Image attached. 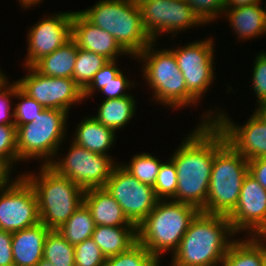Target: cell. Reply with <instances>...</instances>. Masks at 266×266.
Instances as JSON below:
<instances>
[{
    "label": "cell",
    "mask_w": 266,
    "mask_h": 266,
    "mask_svg": "<svg viewBox=\"0 0 266 266\" xmlns=\"http://www.w3.org/2000/svg\"><path fill=\"white\" fill-rule=\"evenodd\" d=\"M196 126L169 155L178 177L176 194L171 200L191 204L206 213L215 149L226 138L214 123Z\"/></svg>",
    "instance_id": "cell-1"
},
{
    "label": "cell",
    "mask_w": 266,
    "mask_h": 266,
    "mask_svg": "<svg viewBox=\"0 0 266 266\" xmlns=\"http://www.w3.org/2000/svg\"><path fill=\"white\" fill-rule=\"evenodd\" d=\"M238 235L228 216L199 212L191 221L170 266H207L223 261ZM234 237V238H233Z\"/></svg>",
    "instance_id": "cell-2"
},
{
    "label": "cell",
    "mask_w": 266,
    "mask_h": 266,
    "mask_svg": "<svg viewBox=\"0 0 266 266\" xmlns=\"http://www.w3.org/2000/svg\"><path fill=\"white\" fill-rule=\"evenodd\" d=\"M200 210L191 204L159 200L154 209L136 227L137 242L159 262L163 254L178 249L191 221Z\"/></svg>",
    "instance_id": "cell-3"
},
{
    "label": "cell",
    "mask_w": 266,
    "mask_h": 266,
    "mask_svg": "<svg viewBox=\"0 0 266 266\" xmlns=\"http://www.w3.org/2000/svg\"><path fill=\"white\" fill-rule=\"evenodd\" d=\"M158 42L153 41L136 58L142 63L140 72L151 89V100L174 111L184 107L195 108L199 102L187 91L174 53L168 48L156 49Z\"/></svg>",
    "instance_id": "cell-4"
},
{
    "label": "cell",
    "mask_w": 266,
    "mask_h": 266,
    "mask_svg": "<svg viewBox=\"0 0 266 266\" xmlns=\"http://www.w3.org/2000/svg\"><path fill=\"white\" fill-rule=\"evenodd\" d=\"M22 176L33 187L38 203L40 222L50 230H58L84 203L85 190L49 165Z\"/></svg>",
    "instance_id": "cell-5"
},
{
    "label": "cell",
    "mask_w": 266,
    "mask_h": 266,
    "mask_svg": "<svg viewBox=\"0 0 266 266\" xmlns=\"http://www.w3.org/2000/svg\"><path fill=\"white\" fill-rule=\"evenodd\" d=\"M79 12L112 35L130 58L135 59L153 42L143 27L140 7L134 0H98Z\"/></svg>",
    "instance_id": "cell-6"
},
{
    "label": "cell",
    "mask_w": 266,
    "mask_h": 266,
    "mask_svg": "<svg viewBox=\"0 0 266 266\" xmlns=\"http://www.w3.org/2000/svg\"><path fill=\"white\" fill-rule=\"evenodd\" d=\"M248 172V160L225 139L215 149L206 213L229 216L237 206L242 183Z\"/></svg>",
    "instance_id": "cell-7"
},
{
    "label": "cell",
    "mask_w": 266,
    "mask_h": 266,
    "mask_svg": "<svg viewBox=\"0 0 266 266\" xmlns=\"http://www.w3.org/2000/svg\"><path fill=\"white\" fill-rule=\"evenodd\" d=\"M69 116L64 110L44 109L33 122L18 126L17 163L37 159L39 165H49L68 137Z\"/></svg>",
    "instance_id": "cell-8"
},
{
    "label": "cell",
    "mask_w": 266,
    "mask_h": 266,
    "mask_svg": "<svg viewBox=\"0 0 266 266\" xmlns=\"http://www.w3.org/2000/svg\"><path fill=\"white\" fill-rule=\"evenodd\" d=\"M69 146L67 154L57 152L49 166L84 190L104 188L119 161L113 156L91 152L72 140ZM59 155L62 157L58 159Z\"/></svg>",
    "instance_id": "cell-9"
},
{
    "label": "cell",
    "mask_w": 266,
    "mask_h": 266,
    "mask_svg": "<svg viewBox=\"0 0 266 266\" xmlns=\"http://www.w3.org/2000/svg\"><path fill=\"white\" fill-rule=\"evenodd\" d=\"M169 48L184 76L187 91L200 103L215 81V39L209 36ZM214 42V43H213ZM215 48V50H214Z\"/></svg>",
    "instance_id": "cell-10"
},
{
    "label": "cell",
    "mask_w": 266,
    "mask_h": 266,
    "mask_svg": "<svg viewBox=\"0 0 266 266\" xmlns=\"http://www.w3.org/2000/svg\"><path fill=\"white\" fill-rule=\"evenodd\" d=\"M213 109L204 112L197 124L214 123L226 141L247 160L266 157V124L254 111L244 124L239 125L223 109Z\"/></svg>",
    "instance_id": "cell-11"
},
{
    "label": "cell",
    "mask_w": 266,
    "mask_h": 266,
    "mask_svg": "<svg viewBox=\"0 0 266 266\" xmlns=\"http://www.w3.org/2000/svg\"><path fill=\"white\" fill-rule=\"evenodd\" d=\"M142 23L155 42L163 34H177L204 25L185 0H146L139 3Z\"/></svg>",
    "instance_id": "cell-12"
},
{
    "label": "cell",
    "mask_w": 266,
    "mask_h": 266,
    "mask_svg": "<svg viewBox=\"0 0 266 266\" xmlns=\"http://www.w3.org/2000/svg\"><path fill=\"white\" fill-rule=\"evenodd\" d=\"M25 68L27 74L17 80L19 88L45 109H59L70 113L71 107L76 103L82 104L83 90L72 78L48 77L32 66Z\"/></svg>",
    "instance_id": "cell-13"
},
{
    "label": "cell",
    "mask_w": 266,
    "mask_h": 266,
    "mask_svg": "<svg viewBox=\"0 0 266 266\" xmlns=\"http://www.w3.org/2000/svg\"><path fill=\"white\" fill-rule=\"evenodd\" d=\"M104 188L116 199L124 215L136 227L159 201L152 186L138 181L120 163L112 170Z\"/></svg>",
    "instance_id": "cell-14"
},
{
    "label": "cell",
    "mask_w": 266,
    "mask_h": 266,
    "mask_svg": "<svg viewBox=\"0 0 266 266\" xmlns=\"http://www.w3.org/2000/svg\"><path fill=\"white\" fill-rule=\"evenodd\" d=\"M40 223L37 197L31 184L21 176L0 192V229L13 233Z\"/></svg>",
    "instance_id": "cell-15"
},
{
    "label": "cell",
    "mask_w": 266,
    "mask_h": 266,
    "mask_svg": "<svg viewBox=\"0 0 266 266\" xmlns=\"http://www.w3.org/2000/svg\"><path fill=\"white\" fill-rule=\"evenodd\" d=\"M228 219L236 234L266 236V189L249 172L243 180L237 206Z\"/></svg>",
    "instance_id": "cell-16"
},
{
    "label": "cell",
    "mask_w": 266,
    "mask_h": 266,
    "mask_svg": "<svg viewBox=\"0 0 266 266\" xmlns=\"http://www.w3.org/2000/svg\"><path fill=\"white\" fill-rule=\"evenodd\" d=\"M73 11L58 12L41 17L27 32V56L23 67L33 66L38 60L60 48L71 38Z\"/></svg>",
    "instance_id": "cell-17"
},
{
    "label": "cell",
    "mask_w": 266,
    "mask_h": 266,
    "mask_svg": "<svg viewBox=\"0 0 266 266\" xmlns=\"http://www.w3.org/2000/svg\"><path fill=\"white\" fill-rule=\"evenodd\" d=\"M71 38L78 48L102 55L108 60L129 56L112 35L94 26L79 11L73 12Z\"/></svg>",
    "instance_id": "cell-18"
},
{
    "label": "cell",
    "mask_w": 266,
    "mask_h": 266,
    "mask_svg": "<svg viewBox=\"0 0 266 266\" xmlns=\"http://www.w3.org/2000/svg\"><path fill=\"white\" fill-rule=\"evenodd\" d=\"M84 204L90 210L96 226L136 227L124 215L121 206L105 188L85 190Z\"/></svg>",
    "instance_id": "cell-19"
},
{
    "label": "cell",
    "mask_w": 266,
    "mask_h": 266,
    "mask_svg": "<svg viewBox=\"0 0 266 266\" xmlns=\"http://www.w3.org/2000/svg\"><path fill=\"white\" fill-rule=\"evenodd\" d=\"M257 3L239 7L236 9H225L223 18H225L231 30L242 42L258 38L266 33V5ZM262 5V6H260ZM263 7V8H262ZM258 36V37H257Z\"/></svg>",
    "instance_id": "cell-20"
},
{
    "label": "cell",
    "mask_w": 266,
    "mask_h": 266,
    "mask_svg": "<svg viewBox=\"0 0 266 266\" xmlns=\"http://www.w3.org/2000/svg\"><path fill=\"white\" fill-rule=\"evenodd\" d=\"M43 223L12 233L14 266H36L43 258L45 239L49 232Z\"/></svg>",
    "instance_id": "cell-21"
},
{
    "label": "cell",
    "mask_w": 266,
    "mask_h": 266,
    "mask_svg": "<svg viewBox=\"0 0 266 266\" xmlns=\"http://www.w3.org/2000/svg\"><path fill=\"white\" fill-rule=\"evenodd\" d=\"M76 125L71 138L73 142L91 152L111 156L109 150L113 149L111 147L115 145L117 138L113 130L91 115L82 118Z\"/></svg>",
    "instance_id": "cell-22"
},
{
    "label": "cell",
    "mask_w": 266,
    "mask_h": 266,
    "mask_svg": "<svg viewBox=\"0 0 266 266\" xmlns=\"http://www.w3.org/2000/svg\"><path fill=\"white\" fill-rule=\"evenodd\" d=\"M241 238L231 243L223 259L224 266H265L266 236Z\"/></svg>",
    "instance_id": "cell-23"
},
{
    "label": "cell",
    "mask_w": 266,
    "mask_h": 266,
    "mask_svg": "<svg viewBox=\"0 0 266 266\" xmlns=\"http://www.w3.org/2000/svg\"><path fill=\"white\" fill-rule=\"evenodd\" d=\"M137 104L132 94L121 98L103 99L98 105L97 114L92 116L116 133L136 116Z\"/></svg>",
    "instance_id": "cell-24"
},
{
    "label": "cell",
    "mask_w": 266,
    "mask_h": 266,
    "mask_svg": "<svg viewBox=\"0 0 266 266\" xmlns=\"http://www.w3.org/2000/svg\"><path fill=\"white\" fill-rule=\"evenodd\" d=\"M77 52L78 46L70 38L60 48L38 60L32 67L44 76L73 79Z\"/></svg>",
    "instance_id": "cell-25"
},
{
    "label": "cell",
    "mask_w": 266,
    "mask_h": 266,
    "mask_svg": "<svg viewBox=\"0 0 266 266\" xmlns=\"http://www.w3.org/2000/svg\"><path fill=\"white\" fill-rule=\"evenodd\" d=\"M106 258L127 251L137 242L136 227L95 226L91 236Z\"/></svg>",
    "instance_id": "cell-26"
},
{
    "label": "cell",
    "mask_w": 266,
    "mask_h": 266,
    "mask_svg": "<svg viewBox=\"0 0 266 266\" xmlns=\"http://www.w3.org/2000/svg\"><path fill=\"white\" fill-rule=\"evenodd\" d=\"M95 226L90 210L83 203L58 229V232L69 244L75 246L91 238Z\"/></svg>",
    "instance_id": "cell-27"
},
{
    "label": "cell",
    "mask_w": 266,
    "mask_h": 266,
    "mask_svg": "<svg viewBox=\"0 0 266 266\" xmlns=\"http://www.w3.org/2000/svg\"><path fill=\"white\" fill-rule=\"evenodd\" d=\"M158 156L156 157L153 154L148 152H142L141 154H134L130 162L124 164L119 162L120 165L134 176L138 181L143 184L150 185L154 187L156 182V176L159 172V168L162 164Z\"/></svg>",
    "instance_id": "cell-28"
},
{
    "label": "cell",
    "mask_w": 266,
    "mask_h": 266,
    "mask_svg": "<svg viewBox=\"0 0 266 266\" xmlns=\"http://www.w3.org/2000/svg\"><path fill=\"white\" fill-rule=\"evenodd\" d=\"M43 258L53 266H74V246L58 230H49L44 243Z\"/></svg>",
    "instance_id": "cell-29"
},
{
    "label": "cell",
    "mask_w": 266,
    "mask_h": 266,
    "mask_svg": "<svg viewBox=\"0 0 266 266\" xmlns=\"http://www.w3.org/2000/svg\"><path fill=\"white\" fill-rule=\"evenodd\" d=\"M104 56L78 48L73 80L84 90L94 75L108 62Z\"/></svg>",
    "instance_id": "cell-30"
},
{
    "label": "cell",
    "mask_w": 266,
    "mask_h": 266,
    "mask_svg": "<svg viewBox=\"0 0 266 266\" xmlns=\"http://www.w3.org/2000/svg\"><path fill=\"white\" fill-rule=\"evenodd\" d=\"M103 266H161V263L136 242L127 251L108 257Z\"/></svg>",
    "instance_id": "cell-31"
},
{
    "label": "cell",
    "mask_w": 266,
    "mask_h": 266,
    "mask_svg": "<svg viewBox=\"0 0 266 266\" xmlns=\"http://www.w3.org/2000/svg\"><path fill=\"white\" fill-rule=\"evenodd\" d=\"M178 184L177 170L174 162L168 158L162 162L156 176L154 191L159 200H170L176 194Z\"/></svg>",
    "instance_id": "cell-32"
},
{
    "label": "cell",
    "mask_w": 266,
    "mask_h": 266,
    "mask_svg": "<svg viewBox=\"0 0 266 266\" xmlns=\"http://www.w3.org/2000/svg\"><path fill=\"white\" fill-rule=\"evenodd\" d=\"M15 100L20 101L14 102V123L16 128L20 125H24L33 122L39 114L45 109L35 99L29 97L24 93L16 81V94Z\"/></svg>",
    "instance_id": "cell-33"
},
{
    "label": "cell",
    "mask_w": 266,
    "mask_h": 266,
    "mask_svg": "<svg viewBox=\"0 0 266 266\" xmlns=\"http://www.w3.org/2000/svg\"><path fill=\"white\" fill-rule=\"evenodd\" d=\"M74 259L80 266H103L107 258L94 240L88 238L74 246Z\"/></svg>",
    "instance_id": "cell-34"
},
{
    "label": "cell",
    "mask_w": 266,
    "mask_h": 266,
    "mask_svg": "<svg viewBox=\"0 0 266 266\" xmlns=\"http://www.w3.org/2000/svg\"><path fill=\"white\" fill-rule=\"evenodd\" d=\"M204 25L221 19L225 11V0H185ZM216 20V21H215ZM212 22V23H211Z\"/></svg>",
    "instance_id": "cell-35"
},
{
    "label": "cell",
    "mask_w": 266,
    "mask_h": 266,
    "mask_svg": "<svg viewBox=\"0 0 266 266\" xmlns=\"http://www.w3.org/2000/svg\"><path fill=\"white\" fill-rule=\"evenodd\" d=\"M252 78L253 96H256L257 105L266 103V52L261 51L255 56ZM258 101V102H257Z\"/></svg>",
    "instance_id": "cell-36"
},
{
    "label": "cell",
    "mask_w": 266,
    "mask_h": 266,
    "mask_svg": "<svg viewBox=\"0 0 266 266\" xmlns=\"http://www.w3.org/2000/svg\"><path fill=\"white\" fill-rule=\"evenodd\" d=\"M116 60H109L93 77L90 84L83 90L84 99H89L99 90L105 86V83L112 80L120 71Z\"/></svg>",
    "instance_id": "cell-37"
},
{
    "label": "cell",
    "mask_w": 266,
    "mask_h": 266,
    "mask_svg": "<svg viewBox=\"0 0 266 266\" xmlns=\"http://www.w3.org/2000/svg\"><path fill=\"white\" fill-rule=\"evenodd\" d=\"M0 159L17 166V134L15 125H0Z\"/></svg>",
    "instance_id": "cell-38"
},
{
    "label": "cell",
    "mask_w": 266,
    "mask_h": 266,
    "mask_svg": "<svg viewBox=\"0 0 266 266\" xmlns=\"http://www.w3.org/2000/svg\"><path fill=\"white\" fill-rule=\"evenodd\" d=\"M10 82L7 81L0 87V125H15L12 98L14 99L16 94V81Z\"/></svg>",
    "instance_id": "cell-39"
},
{
    "label": "cell",
    "mask_w": 266,
    "mask_h": 266,
    "mask_svg": "<svg viewBox=\"0 0 266 266\" xmlns=\"http://www.w3.org/2000/svg\"><path fill=\"white\" fill-rule=\"evenodd\" d=\"M127 78V75L125 76L123 71H120L112 80L105 83V86L99 90L101 94L103 93L102 95H105L104 99H115L130 95L131 92L127 90L136 88L138 85L135 84L134 79Z\"/></svg>",
    "instance_id": "cell-40"
},
{
    "label": "cell",
    "mask_w": 266,
    "mask_h": 266,
    "mask_svg": "<svg viewBox=\"0 0 266 266\" xmlns=\"http://www.w3.org/2000/svg\"><path fill=\"white\" fill-rule=\"evenodd\" d=\"M0 266H14L12 233L0 229Z\"/></svg>",
    "instance_id": "cell-41"
},
{
    "label": "cell",
    "mask_w": 266,
    "mask_h": 266,
    "mask_svg": "<svg viewBox=\"0 0 266 266\" xmlns=\"http://www.w3.org/2000/svg\"><path fill=\"white\" fill-rule=\"evenodd\" d=\"M14 167L15 166L11 162L0 159V192L11 187L22 176V174L19 173L13 179L12 173L15 172L13 169Z\"/></svg>",
    "instance_id": "cell-42"
},
{
    "label": "cell",
    "mask_w": 266,
    "mask_h": 266,
    "mask_svg": "<svg viewBox=\"0 0 266 266\" xmlns=\"http://www.w3.org/2000/svg\"><path fill=\"white\" fill-rule=\"evenodd\" d=\"M249 173L266 189V157L248 160Z\"/></svg>",
    "instance_id": "cell-43"
},
{
    "label": "cell",
    "mask_w": 266,
    "mask_h": 266,
    "mask_svg": "<svg viewBox=\"0 0 266 266\" xmlns=\"http://www.w3.org/2000/svg\"><path fill=\"white\" fill-rule=\"evenodd\" d=\"M257 3H262V0H225V9H236Z\"/></svg>",
    "instance_id": "cell-44"
},
{
    "label": "cell",
    "mask_w": 266,
    "mask_h": 266,
    "mask_svg": "<svg viewBox=\"0 0 266 266\" xmlns=\"http://www.w3.org/2000/svg\"><path fill=\"white\" fill-rule=\"evenodd\" d=\"M21 6V8L26 9L27 8H31V7H35L38 6L39 4H42L43 0H17Z\"/></svg>",
    "instance_id": "cell-45"
},
{
    "label": "cell",
    "mask_w": 266,
    "mask_h": 266,
    "mask_svg": "<svg viewBox=\"0 0 266 266\" xmlns=\"http://www.w3.org/2000/svg\"><path fill=\"white\" fill-rule=\"evenodd\" d=\"M257 107V108H256ZM266 124V103L259 104L255 106L253 110Z\"/></svg>",
    "instance_id": "cell-46"
},
{
    "label": "cell",
    "mask_w": 266,
    "mask_h": 266,
    "mask_svg": "<svg viewBox=\"0 0 266 266\" xmlns=\"http://www.w3.org/2000/svg\"><path fill=\"white\" fill-rule=\"evenodd\" d=\"M8 81L7 75L4 73V70L0 68V87H2Z\"/></svg>",
    "instance_id": "cell-47"
},
{
    "label": "cell",
    "mask_w": 266,
    "mask_h": 266,
    "mask_svg": "<svg viewBox=\"0 0 266 266\" xmlns=\"http://www.w3.org/2000/svg\"><path fill=\"white\" fill-rule=\"evenodd\" d=\"M36 266H53L51 262L42 258Z\"/></svg>",
    "instance_id": "cell-48"
},
{
    "label": "cell",
    "mask_w": 266,
    "mask_h": 266,
    "mask_svg": "<svg viewBox=\"0 0 266 266\" xmlns=\"http://www.w3.org/2000/svg\"><path fill=\"white\" fill-rule=\"evenodd\" d=\"M207 266H224V263H223V261H221V262H218V263H215L212 265H207Z\"/></svg>",
    "instance_id": "cell-49"
},
{
    "label": "cell",
    "mask_w": 266,
    "mask_h": 266,
    "mask_svg": "<svg viewBox=\"0 0 266 266\" xmlns=\"http://www.w3.org/2000/svg\"><path fill=\"white\" fill-rule=\"evenodd\" d=\"M137 4H139L140 2L146 1V0H134Z\"/></svg>",
    "instance_id": "cell-50"
}]
</instances>
